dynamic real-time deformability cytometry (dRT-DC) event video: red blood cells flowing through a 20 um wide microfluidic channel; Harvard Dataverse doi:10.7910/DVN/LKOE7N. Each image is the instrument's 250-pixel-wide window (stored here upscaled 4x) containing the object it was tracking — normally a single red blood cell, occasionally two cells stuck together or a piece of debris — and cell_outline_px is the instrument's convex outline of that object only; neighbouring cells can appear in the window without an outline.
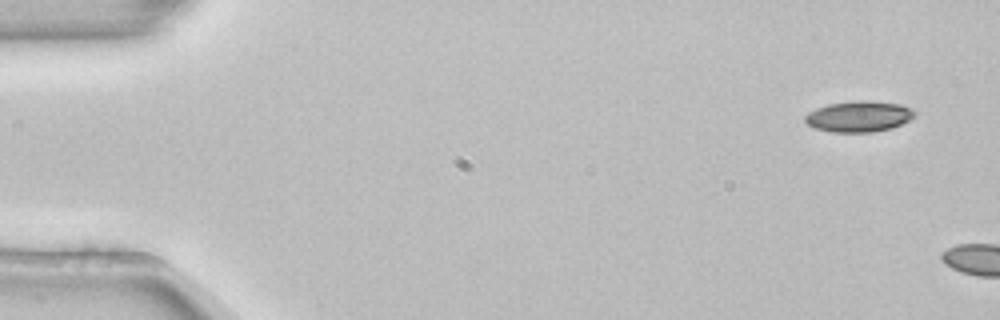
{"species": "common noctule bat (a hibernating species)", "species_latin": "Nyctalus noctula", "temperature_condition": "room temperature", "stored_images_in_passage": 2, "camera_frame_rate_fps": 3000, "um_per_image_px": 0.085, "animal": {"sex": "female", "body_mass_g": 22.7, "forearm_length_mm": 54.2}, "frame": {"image": 1, "passage_image": 1, "time_ms": 0.0, "image_size_px": [1000, 320], "cell_outline_px": [[916, 116], [892, 128], [872, 132], [832, 132], [816, 128], [808, 124], [804, 120], [804, 116], [808, 112], [816, 108], [828, 104], [860, 100], [868, 100], [900, 104], [912, 108], [916, 112]], "centroid_in_image_um": [73.01, 9.89], "position_along_channel_um": 12.0, "area_um2": 19.77}}